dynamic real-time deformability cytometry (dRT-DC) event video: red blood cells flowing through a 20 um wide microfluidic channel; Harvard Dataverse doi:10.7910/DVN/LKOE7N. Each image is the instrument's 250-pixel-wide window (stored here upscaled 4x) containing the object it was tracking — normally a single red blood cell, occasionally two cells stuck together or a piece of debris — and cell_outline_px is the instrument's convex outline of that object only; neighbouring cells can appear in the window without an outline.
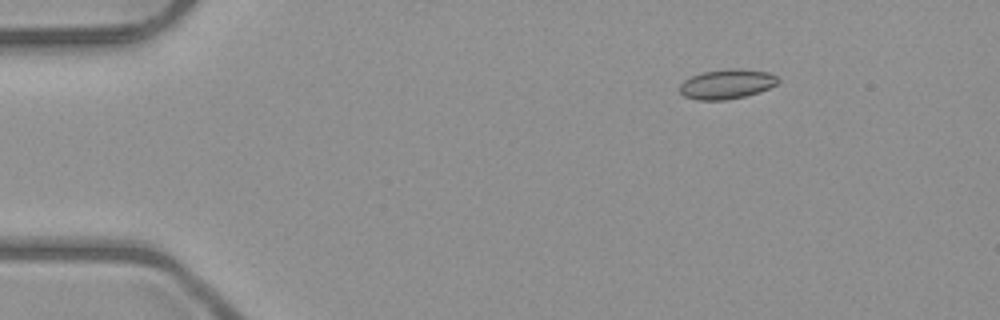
{"species": "common noctule bat (a hibernating species)", "species_latin": "Nyctalus noctula", "temperature_condition": "room temperature", "stored_images_in_passage": 4, "camera_frame_rate_fps": 3000, "um_per_image_px": 0.085, "animal": {"sex": "male", "body_mass_g": 23.1, "forearm_length_mm": 52.7}, "frame": {"image": 1, "passage_image": 1, "time_ms": 0.0, "image_size_px": [1000, 320], "cell_outline_px": [[780, 80], [776, 84], [768, 88], [744, 96], [724, 100], [696, 100], [684, 96], [680, 92], [680, 84], [684, 80], [692, 76], [704, 72], [728, 68], [732, 68], [768, 72], [776, 76]], "centroid_in_image_um": [61.75, 7.14], "position_along_channel_um": 23.3, "area_um2": 16.76}}
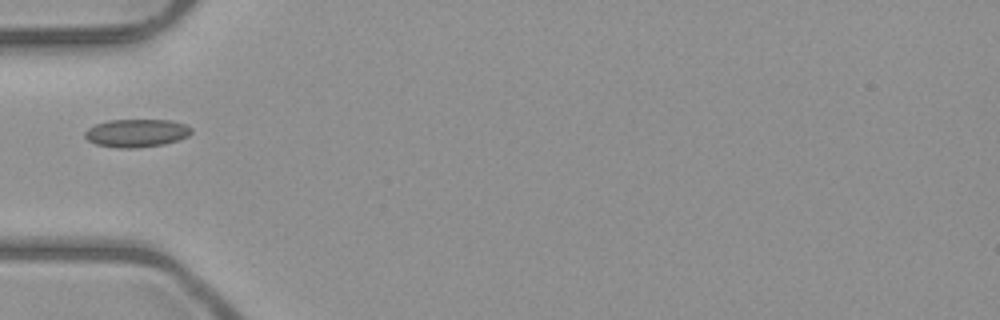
{"frame": {"image": 2, "passage_image": 3, "time_ms": 3.333, "image_size_px": [1000, 320], "cell_outline_px": [[192, 132], [188, 136], [180, 140], [164, 144], [136, 148], [116, 148], [96, 144], [88, 140], [84, 136], [84, 132], [88, 128], [96, 124], [108, 120], [172, 120], [184, 124], [192, 128]], "centroid_in_image_um": [11.61, 11.31], "position_along_channel_um": 73.4, "area_um2": 17.51}}
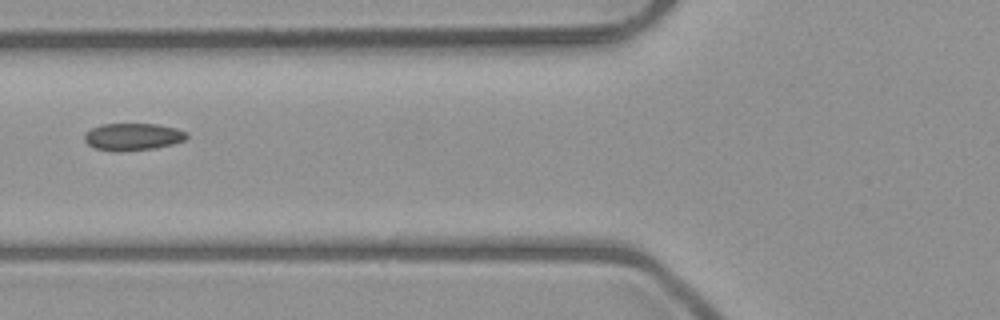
{"frame": {"image": 3, "passage_image": 4, "time_ms": 4.333, "image_size_px": [1000, 320], "cell_outline_px": [[188, 136], [184, 140], [172, 144], [156, 148], [116, 152], [96, 148], [88, 144], [84, 140], [84, 132], [92, 128], [104, 124], [156, 124], [176, 128], [188, 132]], "centroid_in_image_um": [11.29, 11.62], "position_along_channel_um": 114.5, "area_um2": 16.24}}